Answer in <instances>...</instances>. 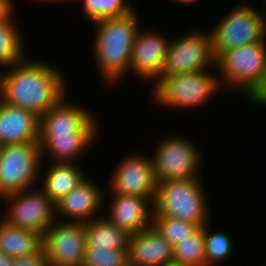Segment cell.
Segmentation results:
<instances>
[{
  "mask_svg": "<svg viewBox=\"0 0 266 266\" xmlns=\"http://www.w3.org/2000/svg\"><path fill=\"white\" fill-rule=\"evenodd\" d=\"M27 58L0 70V99L34 112L39 117L67 96L68 85L58 65ZM67 84V85H66Z\"/></svg>",
  "mask_w": 266,
  "mask_h": 266,
  "instance_id": "obj_1",
  "label": "cell"
},
{
  "mask_svg": "<svg viewBox=\"0 0 266 266\" xmlns=\"http://www.w3.org/2000/svg\"><path fill=\"white\" fill-rule=\"evenodd\" d=\"M92 25L95 27L92 57L101 80L112 87L128 78L135 36L142 28L139 12L136 9L125 16L103 19Z\"/></svg>",
  "mask_w": 266,
  "mask_h": 266,
  "instance_id": "obj_2",
  "label": "cell"
},
{
  "mask_svg": "<svg viewBox=\"0 0 266 266\" xmlns=\"http://www.w3.org/2000/svg\"><path fill=\"white\" fill-rule=\"evenodd\" d=\"M215 70V71H214ZM214 71V73H213ZM216 67L199 72L160 77L154 82L150 95L155 106L171 109L200 108L221 91Z\"/></svg>",
  "mask_w": 266,
  "mask_h": 266,
  "instance_id": "obj_3",
  "label": "cell"
},
{
  "mask_svg": "<svg viewBox=\"0 0 266 266\" xmlns=\"http://www.w3.org/2000/svg\"><path fill=\"white\" fill-rule=\"evenodd\" d=\"M201 176L159 182L153 216H168L204 227L210 222V206ZM209 210V211H208Z\"/></svg>",
  "mask_w": 266,
  "mask_h": 266,
  "instance_id": "obj_4",
  "label": "cell"
},
{
  "mask_svg": "<svg viewBox=\"0 0 266 266\" xmlns=\"http://www.w3.org/2000/svg\"><path fill=\"white\" fill-rule=\"evenodd\" d=\"M238 2L209 29L214 58L225 50L262 41L266 37V10L255 7L250 1Z\"/></svg>",
  "mask_w": 266,
  "mask_h": 266,
  "instance_id": "obj_5",
  "label": "cell"
},
{
  "mask_svg": "<svg viewBox=\"0 0 266 266\" xmlns=\"http://www.w3.org/2000/svg\"><path fill=\"white\" fill-rule=\"evenodd\" d=\"M176 134H163L151 154L158 183L198 178L201 174L203 153L194 141Z\"/></svg>",
  "mask_w": 266,
  "mask_h": 266,
  "instance_id": "obj_6",
  "label": "cell"
},
{
  "mask_svg": "<svg viewBox=\"0 0 266 266\" xmlns=\"http://www.w3.org/2000/svg\"><path fill=\"white\" fill-rule=\"evenodd\" d=\"M42 164L39 142L0 146V200L38 186Z\"/></svg>",
  "mask_w": 266,
  "mask_h": 266,
  "instance_id": "obj_7",
  "label": "cell"
},
{
  "mask_svg": "<svg viewBox=\"0 0 266 266\" xmlns=\"http://www.w3.org/2000/svg\"><path fill=\"white\" fill-rule=\"evenodd\" d=\"M266 61V37L262 41L221 52L215 58L220 84L242 96L254 85ZM237 89V90H236Z\"/></svg>",
  "mask_w": 266,
  "mask_h": 266,
  "instance_id": "obj_8",
  "label": "cell"
},
{
  "mask_svg": "<svg viewBox=\"0 0 266 266\" xmlns=\"http://www.w3.org/2000/svg\"><path fill=\"white\" fill-rule=\"evenodd\" d=\"M1 199L7 205L0 219L10 226L36 231L43 235L57 220L55 204L38 186L9 194Z\"/></svg>",
  "mask_w": 266,
  "mask_h": 266,
  "instance_id": "obj_9",
  "label": "cell"
},
{
  "mask_svg": "<svg viewBox=\"0 0 266 266\" xmlns=\"http://www.w3.org/2000/svg\"><path fill=\"white\" fill-rule=\"evenodd\" d=\"M170 39L161 77L199 72L215 66L210 30H190L184 36Z\"/></svg>",
  "mask_w": 266,
  "mask_h": 266,
  "instance_id": "obj_10",
  "label": "cell"
},
{
  "mask_svg": "<svg viewBox=\"0 0 266 266\" xmlns=\"http://www.w3.org/2000/svg\"><path fill=\"white\" fill-rule=\"evenodd\" d=\"M134 153L126 154L125 158H120L118 165L115 164L105 189L108 192L104 193V197L108 194H129L149 198L154 202L158 182L152 158L146 154Z\"/></svg>",
  "mask_w": 266,
  "mask_h": 266,
  "instance_id": "obj_11",
  "label": "cell"
},
{
  "mask_svg": "<svg viewBox=\"0 0 266 266\" xmlns=\"http://www.w3.org/2000/svg\"><path fill=\"white\" fill-rule=\"evenodd\" d=\"M85 225L56 220L42 235L49 266H81L86 248Z\"/></svg>",
  "mask_w": 266,
  "mask_h": 266,
  "instance_id": "obj_12",
  "label": "cell"
},
{
  "mask_svg": "<svg viewBox=\"0 0 266 266\" xmlns=\"http://www.w3.org/2000/svg\"><path fill=\"white\" fill-rule=\"evenodd\" d=\"M169 44L170 39L158 31L139 28L132 47L128 75L132 73L139 80L156 82L162 76Z\"/></svg>",
  "mask_w": 266,
  "mask_h": 266,
  "instance_id": "obj_13",
  "label": "cell"
},
{
  "mask_svg": "<svg viewBox=\"0 0 266 266\" xmlns=\"http://www.w3.org/2000/svg\"><path fill=\"white\" fill-rule=\"evenodd\" d=\"M105 191L95 179L86 176L77 187L55 204L56 219L85 223L102 216L101 210L104 206L107 207Z\"/></svg>",
  "mask_w": 266,
  "mask_h": 266,
  "instance_id": "obj_14",
  "label": "cell"
},
{
  "mask_svg": "<svg viewBox=\"0 0 266 266\" xmlns=\"http://www.w3.org/2000/svg\"><path fill=\"white\" fill-rule=\"evenodd\" d=\"M67 95L40 117V134L100 132V122L92 110L69 101Z\"/></svg>",
  "mask_w": 266,
  "mask_h": 266,
  "instance_id": "obj_15",
  "label": "cell"
},
{
  "mask_svg": "<svg viewBox=\"0 0 266 266\" xmlns=\"http://www.w3.org/2000/svg\"><path fill=\"white\" fill-rule=\"evenodd\" d=\"M112 195V196H111ZM103 215L113 225L135 234L152 226L153 202L149 198L129 194H110Z\"/></svg>",
  "mask_w": 266,
  "mask_h": 266,
  "instance_id": "obj_16",
  "label": "cell"
},
{
  "mask_svg": "<svg viewBox=\"0 0 266 266\" xmlns=\"http://www.w3.org/2000/svg\"><path fill=\"white\" fill-rule=\"evenodd\" d=\"M40 117L0 99V146L38 142Z\"/></svg>",
  "mask_w": 266,
  "mask_h": 266,
  "instance_id": "obj_17",
  "label": "cell"
},
{
  "mask_svg": "<svg viewBox=\"0 0 266 266\" xmlns=\"http://www.w3.org/2000/svg\"><path fill=\"white\" fill-rule=\"evenodd\" d=\"M100 132H73L72 134H40L42 160L52 163H79L91 145L98 139ZM49 157V158H47ZM78 161V162H77Z\"/></svg>",
  "mask_w": 266,
  "mask_h": 266,
  "instance_id": "obj_18",
  "label": "cell"
},
{
  "mask_svg": "<svg viewBox=\"0 0 266 266\" xmlns=\"http://www.w3.org/2000/svg\"><path fill=\"white\" fill-rule=\"evenodd\" d=\"M128 257L131 266H159L173 259V247L150 226L131 234Z\"/></svg>",
  "mask_w": 266,
  "mask_h": 266,
  "instance_id": "obj_19",
  "label": "cell"
},
{
  "mask_svg": "<svg viewBox=\"0 0 266 266\" xmlns=\"http://www.w3.org/2000/svg\"><path fill=\"white\" fill-rule=\"evenodd\" d=\"M46 161L49 162L48 160H45L40 171L39 181L41 182H39V187L45 192L50 200L56 204L77 187L87 175L82 170L80 163L49 162L48 166V164L45 165ZM44 166H47L48 168ZM42 169H44V171Z\"/></svg>",
  "mask_w": 266,
  "mask_h": 266,
  "instance_id": "obj_20",
  "label": "cell"
},
{
  "mask_svg": "<svg viewBox=\"0 0 266 266\" xmlns=\"http://www.w3.org/2000/svg\"><path fill=\"white\" fill-rule=\"evenodd\" d=\"M86 247L128 250L131 234L109 222L104 216L84 223Z\"/></svg>",
  "mask_w": 266,
  "mask_h": 266,
  "instance_id": "obj_21",
  "label": "cell"
},
{
  "mask_svg": "<svg viewBox=\"0 0 266 266\" xmlns=\"http://www.w3.org/2000/svg\"><path fill=\"white\" fill-rule=\"evenodd\" d=\"M42 247V235L36 231L10 226L0 219V252L11 258L33 254Z\"/></svg>",
  "mask_w": 266,
  "mask_h": 266,
  "instance_id": "obj_22",
  "label": "cell"
},
{
  "mask_svg": "<svg viewBox=\"0 0 266 266\" xmlns=\"http://www.w3.org/2000/svg\"><path fill=\"white\" fill-rule=\"evenodd\" d=\"M14 16L15 13L0 20V70L24 61L29 55L26 54L21 27L15 23Z\"/></svg>",
  "mask_w": 266,
  "mask_h": 266,
  "instance_id": "obj_23",
  "label": "cell"
},
{
  "mask_svg": "<svg viewBox=\"0 0 266 266\" xmlns=\"http://www.w3.org/2000/svg\"><path fill=\"white\" fill-rule=\"evenodd\" d=\"M81 4L84 19L91 24L103 19L125 16L137 8L130 0H81Z\"/></svg>",
  "mask_w": 266,
  "mask_h": 266,
  "instance_id": "obj_24",
  "label": "cell"
},
{
  "mask_svg": "<svg viewBox=\"0 0 266 266\" xmlns=\"http://www.w3.org/2000/svg\"><path fill=\"white\" fill-rule=\"evenodd\" d=\"M209 223L205 225V266L225 264L234 253L232 237L226 231L213 233Z\"/></svg>",
  "mask_w": 266,
  "mask_h": 266,
  "instance_id": "obj_25",
  "label": "cell"
},
{
  "mask_svg": "<svg viewBox=\"0 0 266 266\" xmlns=\"http://www.w3.org/2000/svg\"><path fill=\"white\" fill-rule=\"evenodd\" d=\"M173 259L189 266H205V226L173 246Z\"/></svg>",
  "mask_w": 266,
  "mask_h": 266,
  "instance_id": "obj_26",
  "label": "cell"
},
{
  "mask_svg": "<svg viewBox=\"0 0 266 266\" xmlns=\"http://www.w3.org/2000/svg\"><path fill=\"white\" fill-rule=\"evenodd\" d=\"M152 226L172 247L199 228L190 222L168 216H153Z\"/></svg>",
  "mask_w": 266,
  "mask_h": 266,
  "instance_id": "obj_27",
  "label": "cell"
},
{
  "mask_svg": "<svg viewBox=\"0 0 266 266\" xmlns=\"http://www.w3.org/2000/svg\"><path fill=\"white\" fill-rule=\"evenodd\" d=\"M128 250L86 247L81 266H127Z\"/></svg>",
  "mask_w": 266,
  "mask_h": 266,
  "instance_id": "obj_28",
  "label": "cell"
},
{
  "mask_svg": "<svg viewBox=\"0 0 266 266\" xmlns=\"http://www.w3.org/2000/svg\"><path fill=\"white\" fill-rule=\"evenodd\" d=\"M243 98L249 99L251 104L266 107V61L264 68L262 69L259 78L254 83V85L242 96Z\"/></svg>",
  "mask_w": 266,
  "mask_h": 266,
  "instance_id": "obj_29",
  "label": "cell"
},
{
  "mask_svg": "<svg viewBox=\"0 0 266 266\" xmlns=\"http://www.w3.org/2000/svg\"><path fill=\"white\" fill-rule=\"evenodd\" d=\"M13 266H49L43 247L33 254L13 258Z\"/></svg>",
  "mask_w": 266,
  "mask_h": 266,
  "instance_id": "obj_30",
  "label": "cell"
},
{
  "mask_svg": "<svg viewBox=\"0 0 266 266\" xmlns=\"http://www.w3.org/2000/svg\"><path fill=\"white\" fill-rule=\"evenodd\" d=\"M16 5L9 0H0V20L10 17L15 11Z\"/></svg>",
  "mask_w": 266,
  "mask_h": 266,
  "instance_id": "obj_31",
  "label": "cell"
},
{
  "mask_svg": "<svg viewBox=\"0 0 266 266\" xmlns=\"http://www.w3.org/2000/svg\"><path fill=\"white\" fill-rule=\"evenodd\" d=\"M0 266H13V258L0 252Z\"/></svg>",
  "mask_w": 266,
  "mask_h": 266,
  "instance_id": "obj_32",
  "label": "cell"
},
{
  "mask_svg": "<svg viewBox=\"0 0 266 266\" xmlns=\"http://www.w3.org/2000/svg\"><path fill=\"white\" fill-rule=\"evenodd\" d=\"M201 0H172V2L177 3L178 5H183L185 7H187L188 5L190 6V4H195L198 3Z\"/></svg>",
  "mask_w": 266,
  "mask_h": 266,
  "instance_id": "obj_33",
  "label": "cell"
},
{
  "mask_svg": "<svg viewBox=\"0 0 266 266\" xmlns=\"http://www.w3.org/2000/svg\"><path fill=\"white\" fill-rule=\"evenodd\" d=\"M159 266H189V265L183 264L175 259H172V260H168L164 262L163 264Z\"/></svg>",
  "mask_w": 266,
  "mask_h": 266,
  "instance_id": "obj_34",
  "label": "cell"
},
{
  "mask_svg": "<svg viewBox=\"0 0 266 266\" xmlns=\"http://www.w3.org/2000/svg\"><path fill=\"white\" fill-rule=\"evenodd\" d=\"M33 1H35V2H47V3H57V4H59L60 2L62 3V4H64V3H66L67 2V4L70 2H72L73 0H33ZM59 2V3H58Z\"/></svg>",
  "mask_w": 266,
  "mask_h": 266,
  "instance_id": "obj_35",
  "label": "cell"
},
{
  "mask_svg": "<svg viewBox=\"0 0 266 266\" xmlns=\"http://www.w3.org/2000/svg\"><path fill=\"white\" fill-rule=\"evenodd\" d=\"M10 2H12L15 5V0H9Z\"/></svg>",
  "mask_w": 266,
  "mask_h": 266,
  "instance_id": "obj_36",
  "label": "cell"
}]
</instances>
